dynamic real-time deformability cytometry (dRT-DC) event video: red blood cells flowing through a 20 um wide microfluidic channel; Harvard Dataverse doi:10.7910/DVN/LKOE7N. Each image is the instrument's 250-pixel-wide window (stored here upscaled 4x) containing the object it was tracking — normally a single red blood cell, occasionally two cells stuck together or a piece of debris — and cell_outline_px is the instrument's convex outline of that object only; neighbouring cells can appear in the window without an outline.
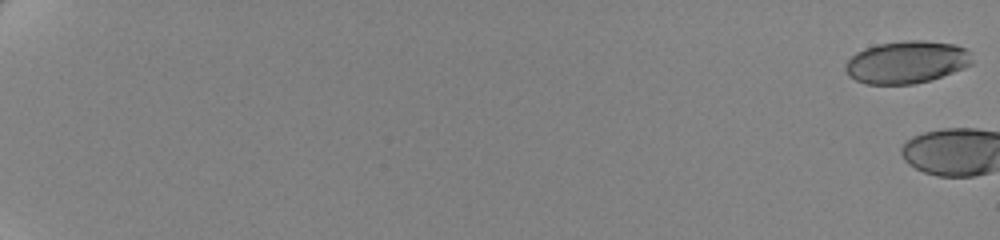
{"species": "human", "species_latin": "Homo sapiens", "temperature_condition": "cold", "stored_images_in_passage": 4, "camera_frame_rate_fps": 3000, "um_per_image_px": 0.085, "donor": {"sex": "female"}, "frame": {"image": 1, "passage_image": 1, "time_ms": 0.0, "image_size_px": [1000, 240], "cell_outline_px": [[972, 64], [964, 68], [928, 80], [912, 84], [868, 84], [856, 80], [848, 76], [844, 68], [844, 64], [856, 52], [864, 48], [880, 44], [904, 40], [924, 40], [956, 44], [964, 48], [968, 52], [972, 60]], "centroid_in_image_um": [77.03, 5.27], "position_along_channel_um": 8.0, "area_um2": 31.21}}